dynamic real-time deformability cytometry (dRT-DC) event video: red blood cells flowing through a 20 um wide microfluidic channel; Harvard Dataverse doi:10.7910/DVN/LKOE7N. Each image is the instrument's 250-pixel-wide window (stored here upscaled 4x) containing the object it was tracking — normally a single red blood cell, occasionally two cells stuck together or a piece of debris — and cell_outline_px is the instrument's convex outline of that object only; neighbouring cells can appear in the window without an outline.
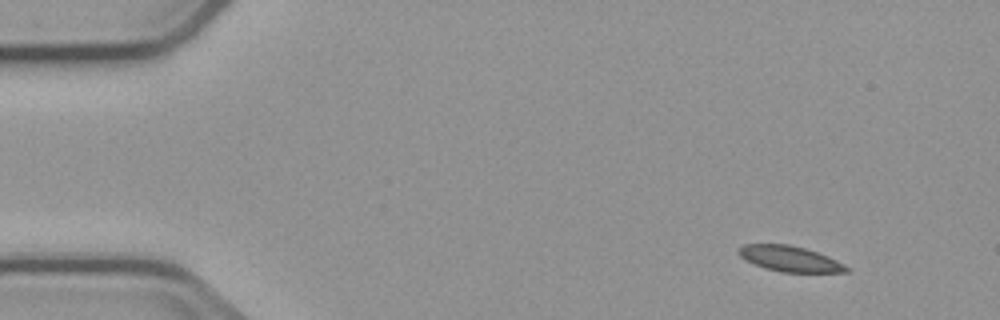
{"species": "common noctule bat (a hibernating species)", "species_latin": "Nyctalus noctula", "temperature_condition": "cold", "stored_images_in_passage": 4, "segment_of_instrument_passage": [1, 2], "camera_frame_rate_fps": 3000, "um_per_image_px": 0.085, "animal": {"sex": "male", "body_mass_g": 23.1, "forearm_length_mm": 52.7}, "frame": {"image": 1, "passage_image": 1, "time_ms": 0.0, "image_size_px": [1000, 320], "cell_outline_px": [[848, 272], [780, 272], [764, 268], [740, 256], [736, 252], [736, 248], [744, 244], [788, 244], [804, 248], [828, 256], [844, 264], [848, 268]], "centroid_in_image_um": [67.1, 21.99], "position_along_channel_um": 17.9, "area_um2": 15.95}}
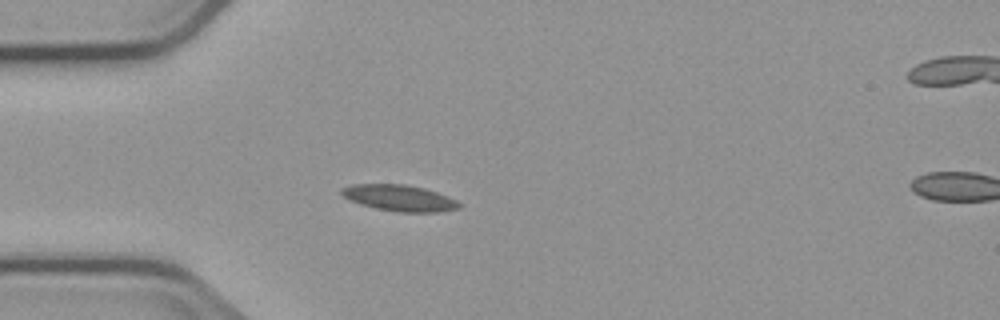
{"frame": {"image": 2, "passage_image": 3, "time_ms": 3.333, "image_size_px": [1000, 320], "cell_outline_px": [[464, 204], [460, 208], [436, 212], [396, 212], [376, 208], [360, 204], [348, 200], [340, 192], [340, 188], [352, 184], [404, 184], [424, 188], [448, 196]], "centroid_in_image_um": [33.95, 16.83], "position_along_channel_um": 51.1, "area_um2": 18.09}}